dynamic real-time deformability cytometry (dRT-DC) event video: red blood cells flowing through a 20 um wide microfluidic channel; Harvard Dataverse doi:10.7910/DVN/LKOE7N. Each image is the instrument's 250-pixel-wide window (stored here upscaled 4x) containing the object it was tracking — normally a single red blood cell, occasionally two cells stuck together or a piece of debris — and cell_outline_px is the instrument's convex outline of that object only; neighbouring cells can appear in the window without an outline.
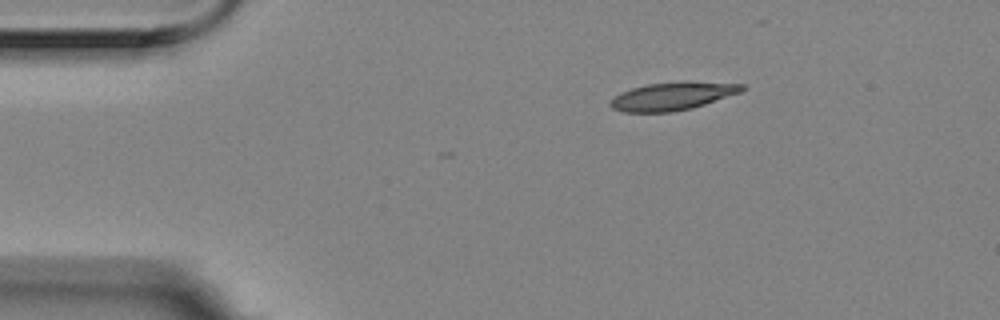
{"species": "Egyptian fruit bat (a non-hibernating species)", "species_latin": "Rousettus aegyptiacus", "temperature_condition": "room temperature", "stored_images_in_passage": 3, "camera_frame_rate_fps": 3000, "um_per_image_px": 0.085, "animal": {"sex": "female"}, "frame": {"image": 1, "passage_image": 1, "time_ms": 0.0, "image_size_px": [1000, 320], "cell_outline_px": [[748, 88], [740, 92], [692, 108], [672, 112], [624, 112], [612, 108], [608, 104], [620, 92], [644, 84], [680, 80], [688, 80], [744, 84]], "centroid_in_image_um": [57.18, 8.14], "position_along_channel_um": 27.8, "area_um2": 21.85}}
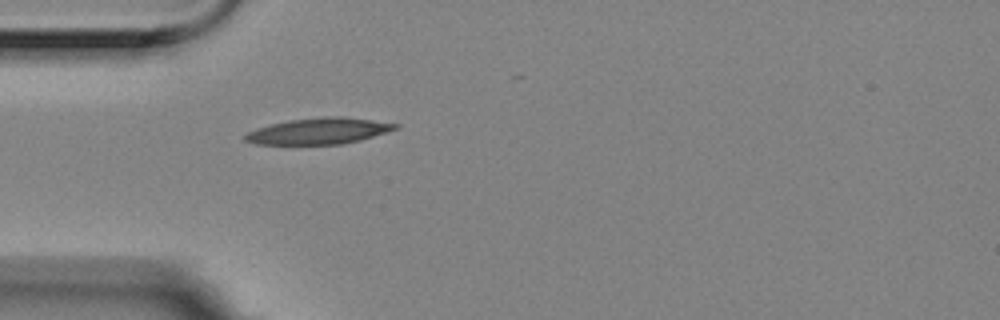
{"frame": {"image": 2, "passage_image": 3, "time_ms": 0.667, "image_size_px": [1000, 320], "cell_outline_px": [[400, 128], [360, 140], [340, 144], [256, 144], [244, 140], [244, 136], [248, 132], [256, 128], [288, 120], [324, 116], [344, 116], [400, 124]], "centroid_in_image_um": [27.12, 11.13], "position_along_channel_um": 57.9, "area_um2": 22.89}}